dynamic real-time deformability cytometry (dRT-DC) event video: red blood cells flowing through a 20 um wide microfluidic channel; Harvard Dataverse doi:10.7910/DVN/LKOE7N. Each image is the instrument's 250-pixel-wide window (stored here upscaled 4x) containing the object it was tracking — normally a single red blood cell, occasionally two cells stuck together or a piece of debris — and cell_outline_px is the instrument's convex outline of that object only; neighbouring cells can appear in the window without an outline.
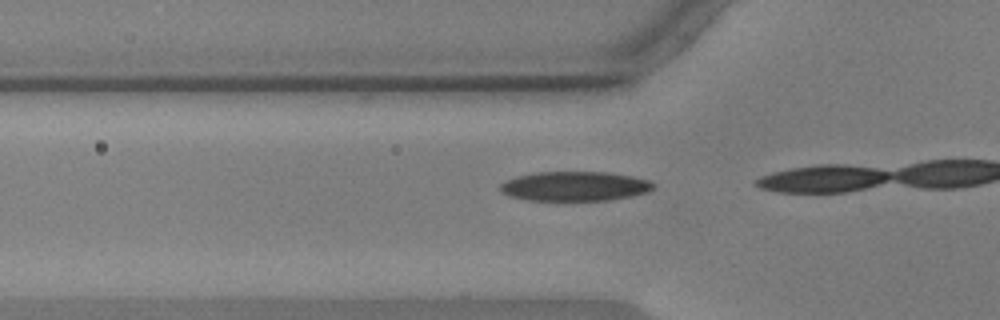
{"species": "common noctule bat (a hibernating species)", "species_latin": "Nyctalus noctula", "temperature_condition": "warm", "stored_images_in_passage": 17, "camera_frame_rate_fps": 3000, "um_per_image_px": 0.085, "animal": {"sex": "male", "body_mass_g": 17.9, "forearm_length_mm": 54.2}, "frame": {"image": 1, "passage_image": 15, "time_ms": 4.667, "image_size_px": [1000, 320], "cell_outline_px": [[656, 184], [648, 192], [608, 200], [528, 200], [508, 196], [500, 192], [500, 184], [504, 180], [516, 176], [536, 172], [604, 172], [632, 176], [648, 180]], "centroid_in_image_um": [48.79, 15.82], "position_along_channel_um": 77.0, "area_um2": 26.3}}